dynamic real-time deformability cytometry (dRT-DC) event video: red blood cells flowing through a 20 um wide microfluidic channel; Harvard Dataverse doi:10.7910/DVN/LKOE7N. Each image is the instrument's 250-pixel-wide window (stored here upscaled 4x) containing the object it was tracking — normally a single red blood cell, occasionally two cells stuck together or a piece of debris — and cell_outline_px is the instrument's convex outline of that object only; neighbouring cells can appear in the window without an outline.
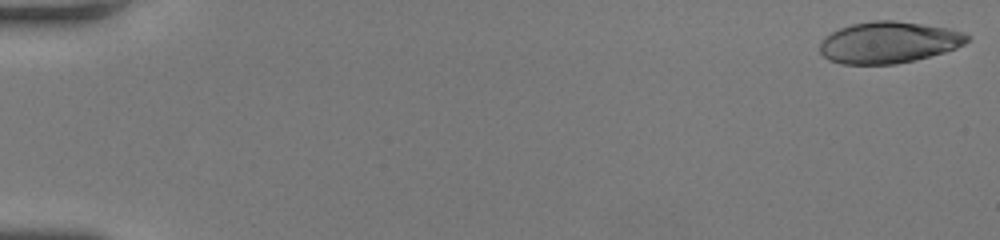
{"species": "human", "species_latin": "Homo sapiens", "temperature_condition": "room temperature", "stored_images_in_passage": 47, "camera_frame_rate_fps": 3000, "um_per_image_px": 0.085, "donor": {"sex": "female"}, "frame": {"image": 1, "passage_image": 1, "time_ms": 0.0, "image_size_px": [1000, 240], "cell_outline_px": [[968, 40], [964, 44], [956, 48], [944, 52], [916, 60], [896, 64], [840, 64], [828, 60], [820, 52], [820, 40], [824, 36], [840, 28], [852, 24], [872, 20], [892, 20], [948, 28], [964, 32], [968, 36]], "centroid_in_image_um": [75.5, 3.61], "position_along_channel_um": 9.5, "area_um2": 35.72}}
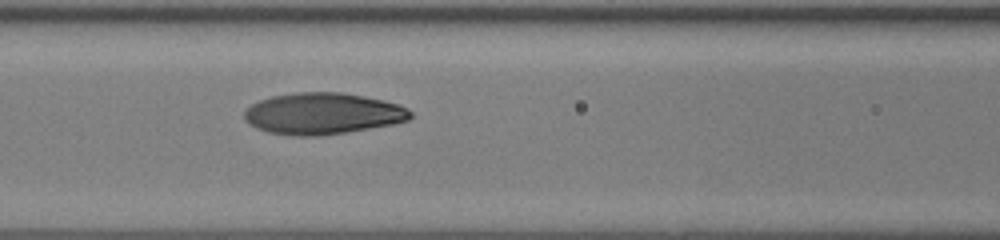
{"frame": {"image": 2, "passage_image": 26, "time_ms": 8.333, "image_size_px": [1000, 240], "cell_outline_px": [[412, 116], [408, 120], [392, 124], [348, 132], [316, 136], [292, 136], [268, 132], [256, 128], [248, 124], [244, 120], [244, 112], [252, 104], [260, 100], [272, 96], [296, 92], [340, 92], [364, 96], [384, 100], [408, 108], [412, 112]], "centroid_in_image_um": [27.41, 9.66], "position_along_channel_um": 139.2, "area_um2": 40.23}}
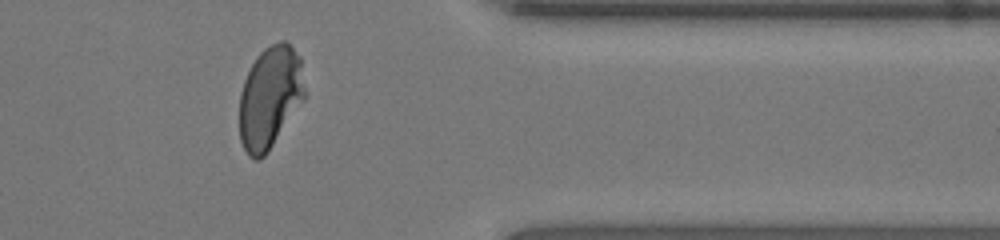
{"frame": {"image": 3, "passage_image": 47, "time_ms": 15.333, "image_size_px": [1000, 240], "cell_outline_px": [[304, 100], [268, 152], [260, 160], [256, 160], [248, 156], [240, 140], [240, 92], [244, 80], [256, 56], [264, 48], [280, 40], [284, 40], [300, 56], [304, 88]], "centroid_in_image_um": [22.94, 8.29], "position_along_channel_um": 388.5, "area_um2": 38.84}, "authors_computed_cell_mechanics": {"area_um2": 38.4948, "velocity_mm_per_s": 3.734, "shape_relaxation_time_tau1_ms": 5.0321, "shape_relaxation_time_tau2_ms": 1.0208, "deformation_change_tau1": 0.2478, "deformation_change_tau2": 0.0444}}